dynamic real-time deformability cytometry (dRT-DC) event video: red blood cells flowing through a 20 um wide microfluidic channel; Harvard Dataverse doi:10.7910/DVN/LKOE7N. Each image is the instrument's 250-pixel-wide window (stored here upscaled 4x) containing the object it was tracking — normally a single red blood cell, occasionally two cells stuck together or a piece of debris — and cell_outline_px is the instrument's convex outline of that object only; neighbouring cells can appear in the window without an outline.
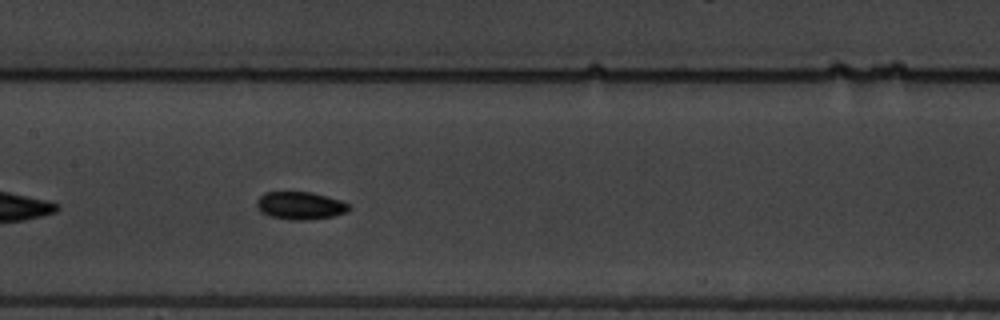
{"species": "common noctule bat (a hibernating species)", "species_latin": "Nyctalus noctula", "temperature_condition": "warm", "stored_images_in_passage": 44, "camera_frame_rate_fps": 3000, "um_per_image_px": 0.085, "animal": {"sex": "male", "body_mass_g": 19.5, "forearm_length_mm": 54.6}, "frame": {"image": 1, "passage_image": 13, "time_ms": 4.0, "image_size_px": [1000, 320], "cell_outline_px": [[352, 208], [348, 212], [332, 216], [308, 220], [288, 220], [268, 216], [260, 212], [256, 208], [256, 200], [264, 192], [312, 192], [328, 196], [340, 200], [348, 204]], "centroid_in_image_um": [25.49, 17.48], "position_along_channel_um": 181.9, "area_um2": 15.2}, "authors_computed_cell_mechanics": {"area_um2": 14.2766, "velocity_mm_per_s": 3.3664, "shape_relaxation_time_tau1_ms": 2.6884, "shape_relaxation_time_tau2_ms": 3.1304, "deformation_change_tau1": 0.082, "deformation_change_tau2": 0.0518}}